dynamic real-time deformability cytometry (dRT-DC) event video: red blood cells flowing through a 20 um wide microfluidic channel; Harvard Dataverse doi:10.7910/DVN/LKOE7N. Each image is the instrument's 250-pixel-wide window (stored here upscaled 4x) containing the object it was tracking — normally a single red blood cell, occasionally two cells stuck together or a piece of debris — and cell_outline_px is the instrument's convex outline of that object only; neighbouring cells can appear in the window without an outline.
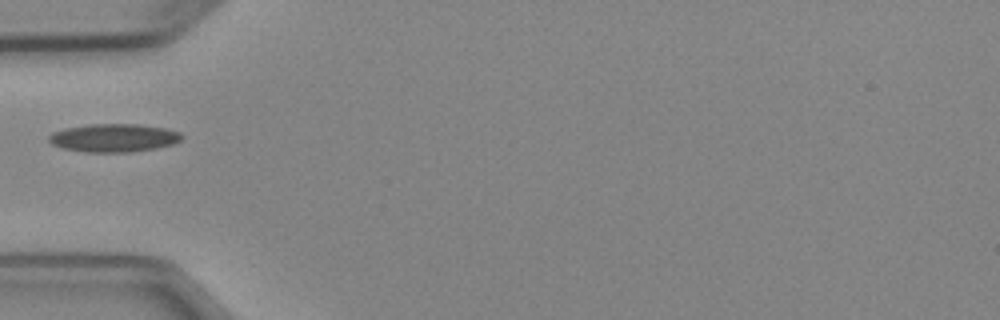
{"species": "Egyptian fruit bat (a non-hibernating species)", "species_latin": "Rousettus aegyptiacus", "temperature_condition": "cold", "stored_images_in_passage": 2, "camera_frame_rate_fps": 3000, "um_per_image_px": 0.085, "animal": {"sex": "female"}, "frame": {"image": 1, "passage_image": 1, "time_ms": 0.0, "image_size_px": [1000, 320], "cell_outline_px": [[184, 136], [180, 140], [172, 144], [132, 152], [84, 152], [64, 148], [52, 144], [48, 140], [48, 136], [52, 132], [64, 128], [88, 124], [140, 124], [164, 128], [180, 132]], "centroid_in_image_um": [9.64, 11.71], "position_along_channel_um": 75.4, "area_um2": 21.79}}
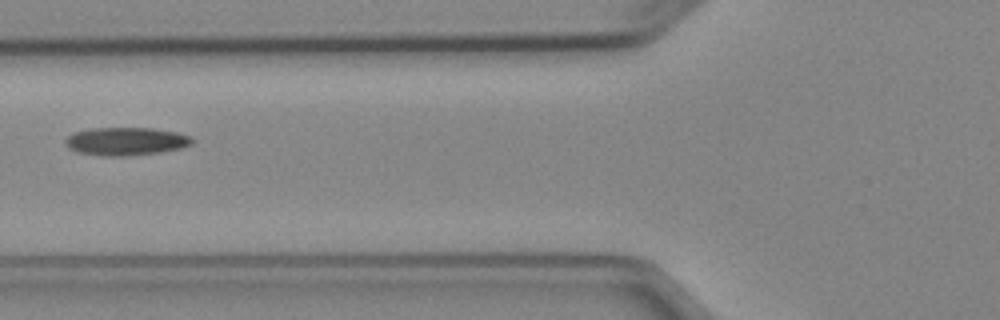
{"frame": {"image": 2, "passage_image": 2, "time_ms": 1.0, "image_size_px": [1000, 320], "cell_outline_px": [[192, 144], [180, 148], [160, 152], [124, 156], [100, 156], [76, 152], [68, 148], [64, 144], [64, 140], [72, 132], [92, 128], [152, 128], [176, 132], [192, 136]], "centroid_in_image_um": [10.65, 12.01], "position_along_channel_um": 115.2, "area_um2": 20.87}}